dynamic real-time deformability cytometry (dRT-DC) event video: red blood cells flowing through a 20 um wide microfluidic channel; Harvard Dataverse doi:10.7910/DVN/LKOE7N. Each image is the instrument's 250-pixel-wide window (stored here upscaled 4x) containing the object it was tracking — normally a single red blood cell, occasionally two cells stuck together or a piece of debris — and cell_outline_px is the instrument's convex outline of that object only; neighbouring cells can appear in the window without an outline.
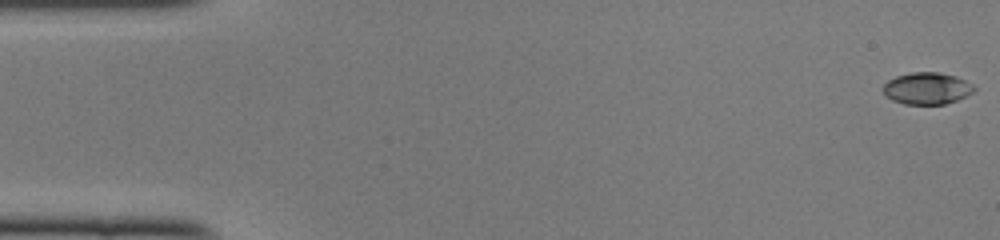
{"species": "common noctule bat (a hibernating species)", "species_latin": "Nyctalus noctula", "temperature_condition": "cold", "stored_images_in_passage": 49, "camera_frame_rate_fps": 3000, "um_per_image_px": 0.085, "animal": {"sex": "female", "body_mass_g": 22.0, "forearm_length_mm": 56.7}, "frame": {"image": 1, "passage_image": 1, "time_ms": 0.0, "image_size_px": [1000, 240], "cell_outline_px": [[976, 88], [972, 92], [956, 100], [944, 104], [904, 104], [892, 100], [884, 92], [884, 84], [888, 80], [896, 76], [912, 72], [940, 72], [956, 76], [972, 84]], "centroid_in_image_um": [78.79, 7.5], "position_along_channel_um": 6.2, "area_um2": 16.7}}
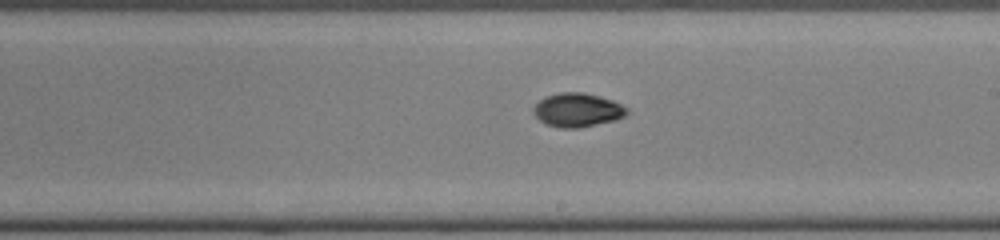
{"frame": {"image": 2, "passage_image": 28, "time_ms": 9.0, "image_size_px": [1000, 240], "cell_outline_px": [[628, 112], [624, 116], [616, 120], [580, 128], [560, 128], [544, 124], [532, 112], [532, 108], [544, 96], [560, 92], [584, 92], [600, 96], [612, 100], [628, 108]], "centroid_in_image_um": [49.06, 9.35], "position_along_channel_um": 239.9, "area_um2": 18.61}}
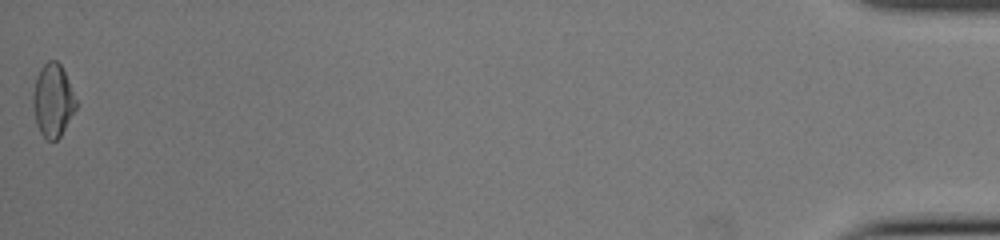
{"frame": {"image": 3, "passage_image": 49, "time_ms": 16.0, "image_size_px": [1000, 240], "cell_outline_px": [[76, 108], [60, 136], [56, 140], [48, 140], [40, 132], [36, 124], [32, 104], [32, 92], [36, 76], [40, 68], [48, 60], [56, 60], [60, 64], [68, 80], [76, 100]], "centroid_in_image_um": [4.46, 8.52], "position_along_channel_um": 430.7, "area_um2": 18.21}, "authors_computed_cell_mechanics": {"area_um2": 17.5712, "velocity_mm_per_s": 4.1264, "shape_relaxation_time_tau1_ms": 5.2609, "shape_relaxation_time_tau2_ms": 11.1277, "deformation_change_tau1": 0.1731, "deformation_change_tau2": 0.115}}